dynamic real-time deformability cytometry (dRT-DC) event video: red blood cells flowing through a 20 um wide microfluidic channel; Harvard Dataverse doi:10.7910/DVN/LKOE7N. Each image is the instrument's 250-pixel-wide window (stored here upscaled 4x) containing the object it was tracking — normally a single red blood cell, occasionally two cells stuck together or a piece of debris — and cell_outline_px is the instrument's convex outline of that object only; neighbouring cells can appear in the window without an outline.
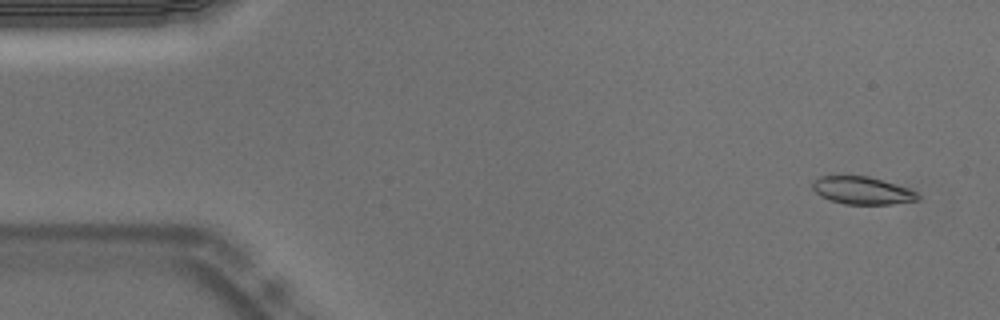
{"species": "Egyptian fruit bat (a non-hibernating species)", "species_latin": "Rousettus aegyptiacus", "temperature_condition": "warm", "stored_images_in_passage": 53, "camera_frame_rate_fps": 3000, "um_per_image_px": 0.085, "animal": {"sex": "male"}, "frame": {"image": 1, "passage_image": 3, "time_ms": 0.667, "image_size_px": [1000, 320], "cell_outline_px": [[920, 200], [892, 204], [844, 204], [820, 196], [812, 188], [812, 180], [820, 176], [868, 176], [908, 188], [916, 192], [920, 196]], "centroid_in_image_um": [73.28, 16.19], "position_along_channel_um": 11.7, "area_um2": 16.88}}
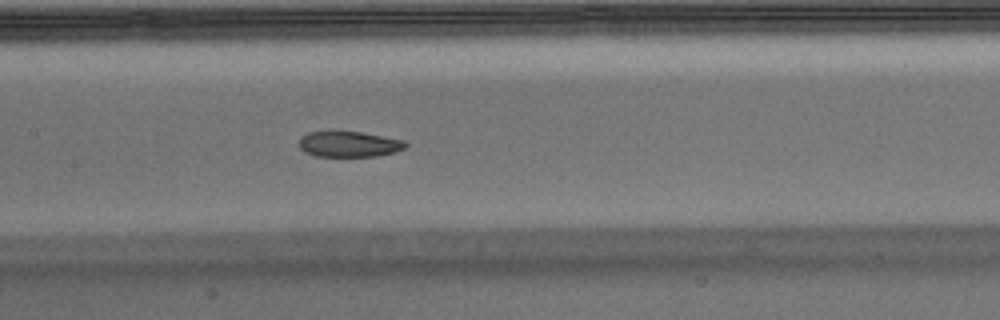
{"frame": {"image": 2, "passage_image": 25, "time_ms": 8.0, "image_size_px": [1000, 320], "cell_outline_px": [[408, 144], [404, 148], [392, 152], [376, 156], [316, 156], [304, 152], [296, 144], [300, 136], [308, 132], [328, 128], [360, 132], [404, 140]], "centroid_in_image_um": [29.53, 12.2], "position_along_channel_um": 177.9, "area_um2": 16.59}}
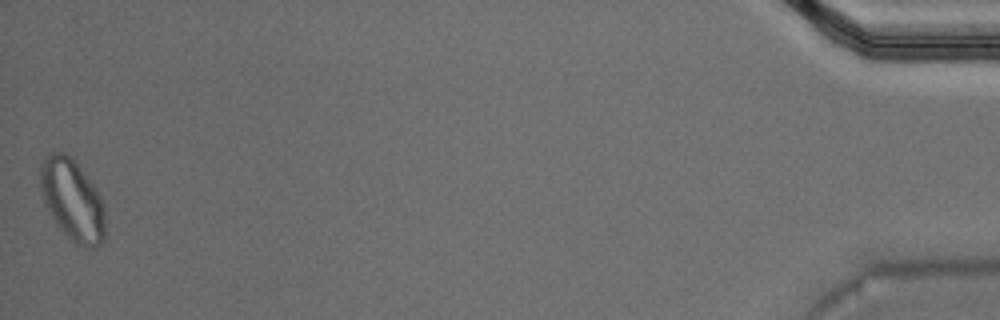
{"frame": {"image": 3, "passage_image": 53, "time_ms": 17.333, "image_size_px": [1000, 320], "cell_outline_px": [[104, 240], [96, 248], [84, 248], [72, 240], [56, 224], [48, 212], [44, 204], [40, 188], [40, 168], [44, 156], [52, 152], [64, 152], [76, 160], [96, 188], [104, 204]], "centroid_in_image_um": [6.14, 16.98], "position_along_channel_um": 429.1, "area_um2": 31.1}, "authors_computed_cell_mechanics": {"area_um2": 17.9758, "velocity_mm_per_s": 3.7579, "shape_relaxation_time_tau1_ms": 9.2208, "shape_relaxation_time_tau2_ms": 4.3758, "deformation_change_tau1": 0.1945, "deformation_change_tau2": 0.087}}